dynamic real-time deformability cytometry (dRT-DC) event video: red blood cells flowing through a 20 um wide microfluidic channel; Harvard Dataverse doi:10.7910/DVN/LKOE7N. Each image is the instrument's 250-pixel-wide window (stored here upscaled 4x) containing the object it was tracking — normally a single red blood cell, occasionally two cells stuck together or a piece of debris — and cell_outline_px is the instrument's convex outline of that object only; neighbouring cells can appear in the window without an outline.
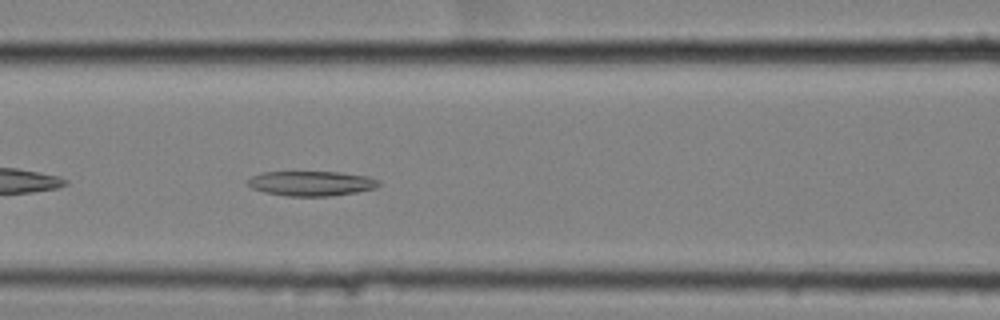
{"species": "common noctule bat (a hibernating species)", "species_latin": "Nyctalus noctula", "temperature_condition": "cold", "stored_images_in_passage": 40, "camera_frame_rate_fps": 3000, "um_per_image_px": 0.085, "animal": {"sex": "female", "body_mass_g": 25.1}, "frame": {"image": 1, "passage_image": 8, "time_ms": 2.333, "image_size_px": [1000, 320], "cell_outline_px": [[380, 184], [376, 188], [356, 192], [332, 196], [288, 196], [264, 192], [252, 188], [248, 184], [248, 180], [252, 176], [260, 172], [340, 172], [368, 176], [380, 180]], "centroid_in_image_um": [26.49, 15.59], "position_along_channel_um": 140.1, "area_um2": 19.02}}
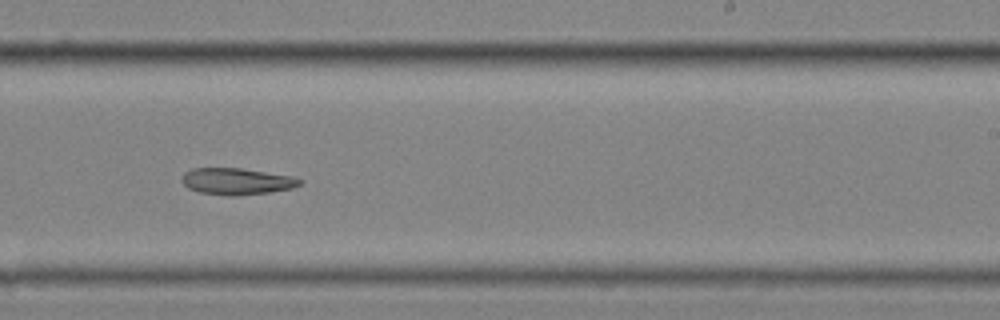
{"frame": {"image": 2, "passage_image": 19, "time_ms": 6.0, "image_size_px": [1000, 320], "cell_outline_px": [[304, 180], [300, 184], [292, 188], [268, 192], [236, 196], [228, 196], [200, 192], [188, 188], [180, 180], [184, 172], [192, 168], [240, 168], [292, 176]], "centroid_in_image_um": [20.09, 15.41], "position_along_channel_um": 268.9, "area_um2": 18.26}}
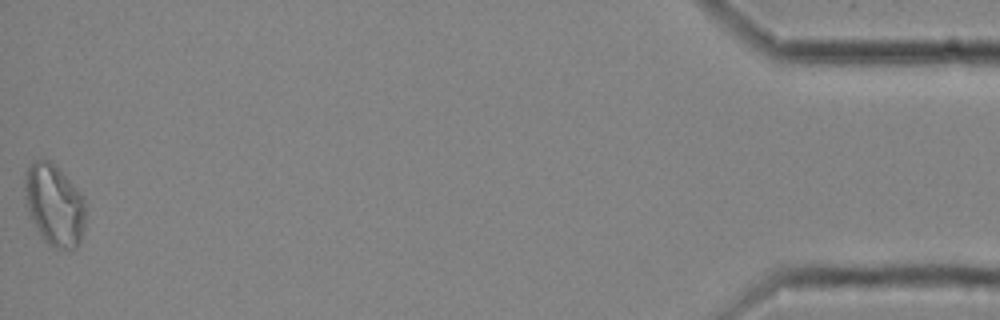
{"frame": {"image": 3, "passage_image": 40, "time_ms": 13.0, "image_size_px": [1000, 320], "cell_outline_px": [[84, 228], [80, 240], [76, 248], [56, 248], [48, 244], [40, 236], [28, 216], [24, 204], [24, 172], [36, 160], [48, 160], [84, 196]], "centroid_in_image_um": [4.56, 17.45], "position_along_channel_um": 430.6, "area_um2": 28.84}}